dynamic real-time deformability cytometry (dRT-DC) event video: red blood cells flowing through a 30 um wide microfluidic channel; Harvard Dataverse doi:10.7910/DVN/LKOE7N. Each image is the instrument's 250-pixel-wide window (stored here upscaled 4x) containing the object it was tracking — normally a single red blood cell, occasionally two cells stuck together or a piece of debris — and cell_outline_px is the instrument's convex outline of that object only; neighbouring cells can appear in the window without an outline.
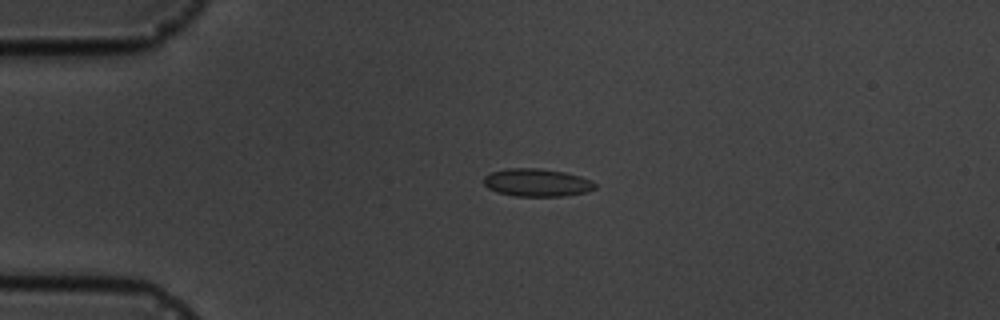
{"species": "common noctule bat (a hibernating species)", "species_latin": "Nyctalus noctula", "temperature_condition": "cold", "stored_images_in_passage": 5, "camera_frame_rate_fps": 3000, "um_per_image_px": 0.085, "animal": {"sex": "male", "body_mass_g": 19.5, "forearm_length_mm": 54.6}, "frame": {"image": 1, "passage_image": 4, "time_ms": 3.667, "image_size_px": [1000, 320], "cell_outline_px": [[596, 188], [588, 192], [564, 196], [516, 196], [496, 192], [488, 188], [484, 184], [484, 176], [492, 172], [508, 168], [536, 168], [564, 172], [580, 176], [592, 180], [596, 184]], "centroid_in_image_um": [45.66, 15.53], "position_along_channel_um": 39.3, "area_um2": 18.09}}